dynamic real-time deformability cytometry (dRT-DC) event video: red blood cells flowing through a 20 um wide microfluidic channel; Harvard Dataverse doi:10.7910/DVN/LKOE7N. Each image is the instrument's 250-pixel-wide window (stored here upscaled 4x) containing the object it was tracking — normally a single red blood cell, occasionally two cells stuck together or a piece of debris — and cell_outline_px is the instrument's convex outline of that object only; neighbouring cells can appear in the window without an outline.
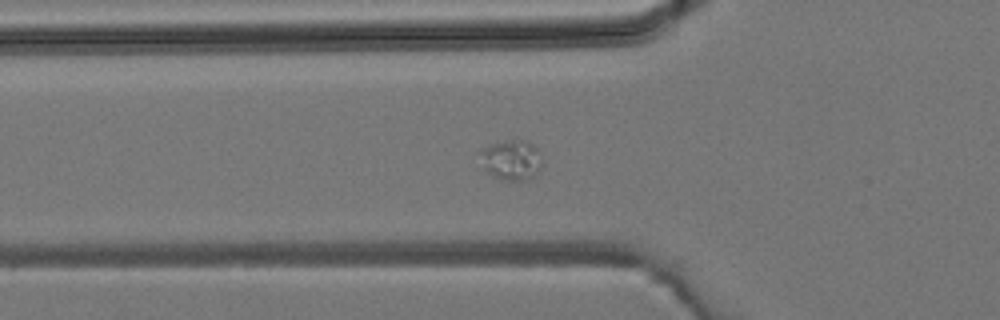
{"species": "common noctule bat (a hibernating species)", "species_latin": "Nyctalus noctula", "temperature_condition": "room temperature", "stored_images_in_passage": 47, "camera_frame_rate_fps": 3000, "um_per_image_px": 0.085, "animal": {"sex": "male", "body_mass_g": 19.2, "forearm_length_mm": 51.8}, "frame": {"image": 1, "passage_image": 17, "time_ms": 5.333, "image_size_px": [1000, 320], "cell_outline_px": [[540, 168], [536, 176], [528, 180], [500, 180], [488, 172], [484, 168], [480, 152], [484, 148], [492, 144], [508, 140], [528, 140], [536, 148], [540, 164]], "centroid_in_image_um": [43.47, 13.61], "position_along_channel_um": 82.3, "area_um2": 14.22}}
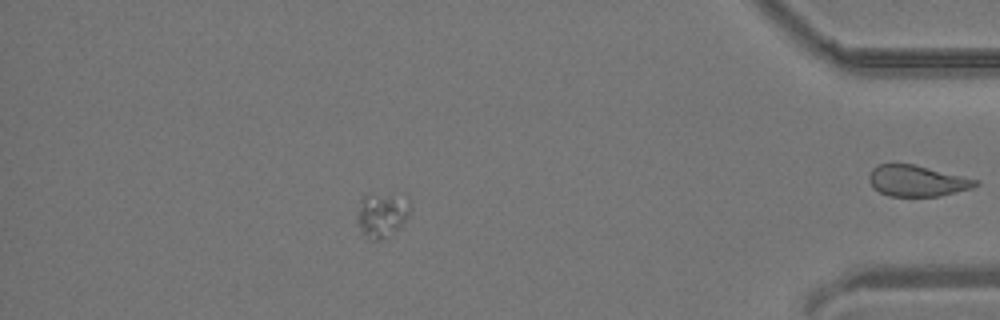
{"frame": {"image": 2, "passage_image": 41, "time_ms": 13.333, "image_size_px": [1000, 320], "cell_outline_px": [[408, 216], [400, 228], [380, 240], [372, 240], [360, 232], [356, 216], [356, 212], [360, 200], [364, 196], [408, 196]], "centroid_in_image_um": [32.42, 18.3], "position_along_channel_um": 402.8, "area_um2": 13.47}}